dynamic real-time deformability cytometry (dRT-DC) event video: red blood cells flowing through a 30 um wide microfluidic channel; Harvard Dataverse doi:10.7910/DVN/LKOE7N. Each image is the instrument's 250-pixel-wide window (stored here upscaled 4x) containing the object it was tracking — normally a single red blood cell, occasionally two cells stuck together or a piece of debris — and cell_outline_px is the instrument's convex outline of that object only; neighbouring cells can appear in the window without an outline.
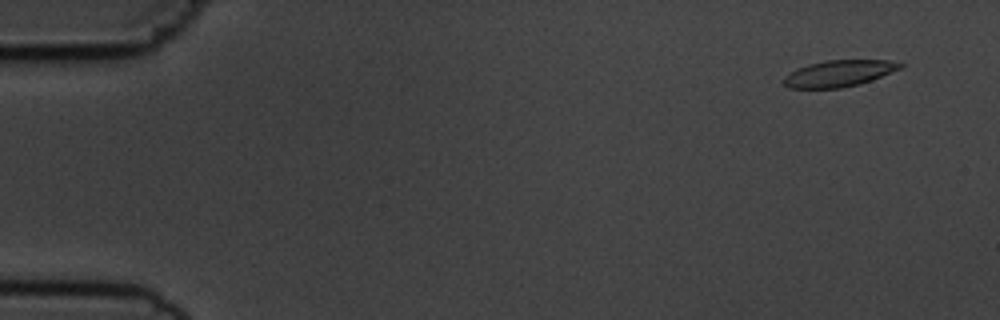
{"species": "common noctule bat (a hibernating species)", "species_latin": "Nyctalus noctula", "temperature_condition": "cold", "stored_images_in_passage": 5, "camera_frame_rate_fps": 3000, "um_per_image_px": 0.085, "animal": {"sex": "male", "body_mass_g": 19.5, "forearm_length_mm": 54.6}, "frame": {"image": 1, "passage_image": 1, "time_ms": 0.0, "image_size_px": [1000, 320], "cell_outline_px": [[904, 64], [900, 68], [872, 80], [860, 84], [840, 88], [788, 88], [784, 84], [784, 76], [808, 64], [828, 60], [888, 60]], "centroid_in_image_um": [71.31, 6.24], "position_along_channel_um": 13.7, "area_um2": 17.69}}